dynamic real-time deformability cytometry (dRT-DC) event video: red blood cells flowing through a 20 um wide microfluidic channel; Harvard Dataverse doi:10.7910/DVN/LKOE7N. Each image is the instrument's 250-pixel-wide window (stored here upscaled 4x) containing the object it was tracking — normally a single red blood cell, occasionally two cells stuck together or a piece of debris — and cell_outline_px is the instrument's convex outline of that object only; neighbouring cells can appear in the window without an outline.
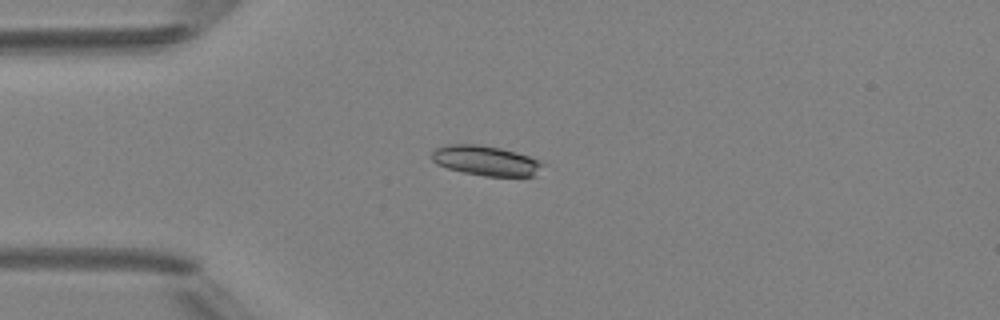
{"species": "Egyptian fruit bat (a non-hibernating species)", "species_latin": "Rousettus aegyptiacus", "temperature_condition": "room temperature", "stored_images_in_passage": 12, "camera_frame_rate_fps": 3000, "um_per_image_px": 0.085, "animal": {"sex": "female"}, "frame": {"image": 1, "passage_image": 10, "time_ms": 3.0, "image_size_px": [1000, 320], "cell_outline_px": [[548, 164], [536, 176], [484, 176], [464, 172], [448, 168], [436, 164], [432, 160], [432, 152], [436, 148], [448, 144], [480, 144], [500, 148], [516, 152], [540, 160]], "centroid_in_image_um": [41.36, 13.66], "position_along_channel_um": 43.6, "area_um2": 19.59}}